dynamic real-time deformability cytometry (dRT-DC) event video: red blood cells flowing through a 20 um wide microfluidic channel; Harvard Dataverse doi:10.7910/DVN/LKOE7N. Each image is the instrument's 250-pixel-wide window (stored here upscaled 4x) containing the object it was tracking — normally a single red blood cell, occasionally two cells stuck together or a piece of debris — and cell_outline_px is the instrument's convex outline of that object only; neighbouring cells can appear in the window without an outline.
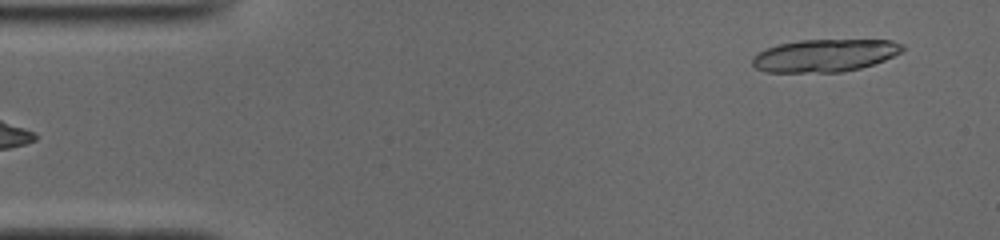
{"species": "common noctule bat (a hibernating species)", "species_latin": "Nyctalus noctula", "temperature_condition": "cold", "stored_images_in_passage": 14, "camera_frame_rate_fps": 3000, "um_per_image_px": 0.085, "animal": {"sex": "male", "body_mass_g": 19.0, "forearm_length_mm": 50.8}, "frame": {"image": 1, "passage_image": 1, "time_ms": 0.0, "image_size_px": [1000, 240], "cell_outline_px": [[904, 48], [900, 52], [884, 60], [860, 68], [844, 72], [764, 72], [756, 68], [752, 64], [752, 56], [768, 48], [780, 44], [800, 40], [892, 40], [904, 44]], "centroid_in_image_um": [70.1, 4.72], "position_along_channel_um": 14.9, "area_um2": 28.38}}